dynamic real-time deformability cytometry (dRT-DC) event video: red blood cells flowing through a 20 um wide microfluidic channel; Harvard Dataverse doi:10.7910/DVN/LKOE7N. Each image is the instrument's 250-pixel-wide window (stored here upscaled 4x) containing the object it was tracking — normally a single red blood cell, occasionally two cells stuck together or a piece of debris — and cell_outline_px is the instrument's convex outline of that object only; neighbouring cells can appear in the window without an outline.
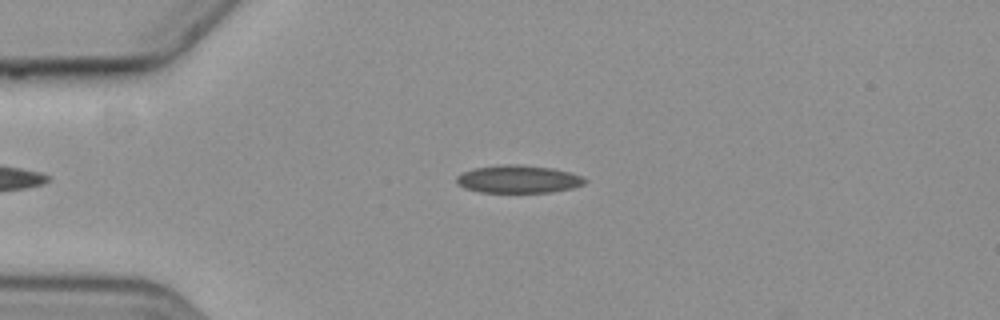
{"species": "common noctule bat (a hibernating species)", "species_latin": "Nyctalus noctula", "temperature_condition": "cold", "stored_images_in_passage": 1, "camera_frame_rate_fps": 3000, "um_per_image_px": 0.085, "animal": {"sex": "female", "body_mass_g": 19.3, "forearm_length_mm": 54.1}, "frame": {"image": 1, "passage_image": 1, "time_ms": 0.0, "image_size_px": [1000, 320], "cell_outline_px": [[588, 180], [584, 184], [572, 188], [552, 192], [480, 192], [464, 188], [456, 184], [456, 176], [460, 172], [472, 168], [500, 164], [520, 164], [552, 168], [568, 172], [580, 176]], "centroid_in_image_um": [43.99, 15.22], "position_along_channel_um": 41.0, "area_um2": 20.98}}